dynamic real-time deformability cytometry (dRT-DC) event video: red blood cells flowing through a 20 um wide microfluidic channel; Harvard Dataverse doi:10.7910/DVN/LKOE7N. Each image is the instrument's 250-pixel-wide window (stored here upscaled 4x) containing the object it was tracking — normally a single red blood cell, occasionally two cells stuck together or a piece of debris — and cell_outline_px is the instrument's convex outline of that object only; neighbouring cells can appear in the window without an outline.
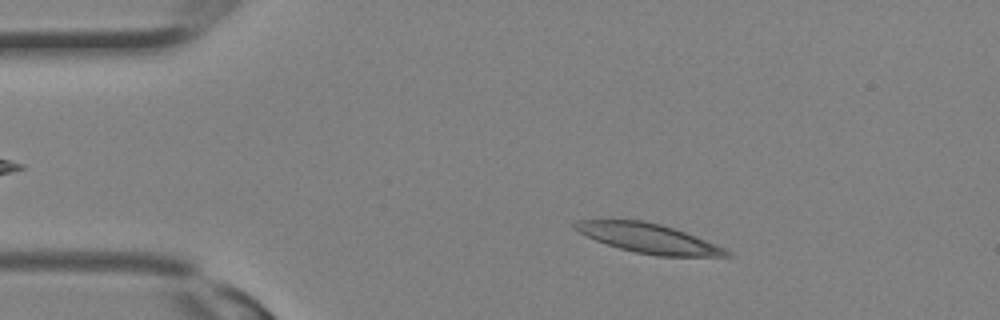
{"species": "Egyptian fruit bat (a non-hibernating species)", "species_latin": "Rousettus aegyptiacus", "temperature_condition": "room temperature", "stored_images_in_passage": 4, "camera_frame_rate_fps": 3000, "um_per_image_px": 0.085, "animal": {"sex": "female"}, "frame": {"image": 1, "passage_image": 4, "time_ms": 1.0, "image_size_px": [1000, 320], "cell_outline_px": [[732, 256], [656, 256], [636, 252], [620, 248], [596, 240], [572, 228], [572, 224], [576, 220], [612, 216], [644, 220], [660, 224], [696, 236], [724, 248], [732, 252]], "centroid_in_image_um": [55.0, 20.19], "position_along_channel_um": 30.0, "area_um2": 26.65}}